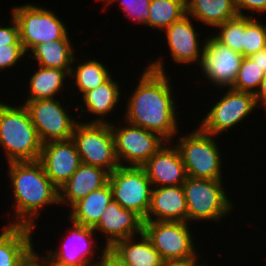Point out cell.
Segmentation results:
<instances>
[{"instance_id": "1", "label": "cell", "mask_w": 266, "mask_h": 266, "mask_svg": "<svg viewBox=\"0 0 266 266\" xmlns=\"http://www.w3.org/2000/svg\"><path fill=\"white\" fill-rule=\"evenodd\" d=\"M163 61L158 58L146 66L127 101L124 121L158 133L171 142L179 133L176 120L179 112Z\"/></svg>"}, {"instance_id": "2", "label": "cell", "mask_w": 266, "mask_h": 266, "mask_svg": "<svg viewBox=\"0 0 266 266\" xmlns=\"http://www.w3.org/2000/svg\"><path fill=\"white\" fill-rule=\"evenodd\" d=\"M14 197L15 220L9 225L35 228V220L44 206L59 203V189L48 178L39 160L8 162Z\"/></svg>"}, {"instance_id": "3", "label": "cell", "mask_w": 266, "mask_h": 266, "mask_svg": "<svg viewBox=\"0 0 266 266\" xmlns=\"http://www.w3.org/2000/svg\"><path fill=\"white\" fill-rule=\"evenodd\" d=\"M42 144L26 107L0 102V145L7 162L39 160Z\"/></svg>"}, {"instance_id": "4", "label": "cell", "mask_w": 266, "mask_h": 266, "mask_svg": "<svg viewBox=\"0 0 266 266\" xmlns=\"http://www.w3.org/2000/svg\"><path fill=\"white\" fill-rule=\"evenodd\" d=\"M215 136L203 132L199 127L178 138L174 145L180 152L189 177L222 180V157Z\"/></svg>"}, {"instance_id": "5", "label": "cell", "mask_w": 266, "mask_h": 266, "mask_svg": "<svg viewBox=\"0 0 266 266\" xmlns=\"http://www.w3.org/2000/svg\"><path fill=\"white\" fill-rule=\"evenodd\" d=\"M222 181L187 176L182 185L187 204V222L190 220L218 222L232 212L234 206L226 195Z\"/></svg>"}, {"instance_id": "6", "label": "cell", "mask_w": 266, "mask_h": 266, "mask_svg": "<svg viewBox=\"0 0 266 266\" xmlns=\"http://www.w3.org/2000/svg\"><path fill=\"white\" fill-rule=\"evenodd\" d=\"M11 13L18 23L26 53L38 44L61 40L69 34L64 22L50 9L28 3L13 7Z\"/></svg>"}, {"instance_id": "7", "label": "cell", "mask_w": 266, "mask_h": 266, "mask_svg": "<svg viewBox=\"0 0 266 266\" xmlns=\"http://www.w3.org/2000/svg\"><path fill=\"white\" fill-rule=\"evenodd\" d=\"M81 163L112 173L120 165L115 154L110 123L78 122L72 134Z\"/></svg>"}, {"instance_id": "8", "label": "cell", "mask_w": 266, "mask_h": 266, "mask_svg": "<svg viewBox=\"0 0 266 266\" xmlns=\"http://www.w3.org/2000/svg\"><path fill=\"white\" fill-rule=\"evenodd\" d=\"M113 200L122 208L134 211L143 220L148 213L152 184L143 167L119 166L109 173Z\"/></svg>"}, {"instance_id": "9", "label": "cell", "mask_w": 266, "mask_h": 266, "mask_svg": "<svg viewBox=\"0 0 266 266\" xmlns=\"http://www.w3.org/2000/svg\"><path fill=\"white\" fill-rule=\"evenodd\" d=\"M110 125L120 166L142 167L167 142L158 133L129 122L122 127L115 126L114 122H110Z\"/></svg>"}, {"instance_id": "10", "label": "cell", "mask_w": 266, "mask_h": 266, "mask_svg": "<svg viewBox=\"0 0 266 266\" xmlns=\"http://www.w3.org/2000/svg\"><path fill=\"white\" fill-rule=\"evenodd\" d=\"M188 222L144 221L143 233L162 260L193 257L197 248Z\"/></svg>"}, {"instance_id": "11", "label": "cell", "mask_w": 266, "mask_h": 266, "mask_svg": "<svg viewBox=\"0 0 266 266\" xmlns=\"http://www.w3.org/2000/svg\"><path fill=\"white\" fill-rule=\"evenodd\" d=\"M256 107V98L253 93L228 88L203 118L199 128L216 138L217 135L242 122Z\"/></svg>"}, {"instance_id": "12", "label": "cell", "mask_w": 266, "mask_h": 266, "mask_svg": "<svg viewBox=\"0 0 266 266\" xmlns=\"http://www.w3.org/2000/svg\"><path fill=\"white\" fill-rule=\"evenodd\" d=\"M42 143L72 139L78 121L72 119L58 98L38 99L23 104Z\"/></svg>"}, {"instance_id": "13", "label": "cell", "mask_w": 266, "mask_h": 266, "mask_svg": "<svg viewBox=\"0 0 266 266\" xmlns=\"http://www.w3.org/2000/svg\"><path fill=\"white\" fill-rule=\"evenodd\" d=\"M200 68L213 86L232 88L244 56L228 46L219 43L214 37L204 39Z\"/></svg>"}, {"instance_id": "14", "label": "cell", "mask_w": 266, "mask_h": 266, "mask_svg": "<svg viewBox=\"0 0 266 266\" xmlns=\"http://www.w3.org/2000/svg\"><path fill=\"white\" fill-rule=\"evenodd\" d=\"M39 161L48 178L58 189L71 178L81 164L72 139L43 143Z\"/></svg>"}, {"instance_id": "15", "label": "cell", "mask_w": 266, "mask_h": 266, "mask_svg": "<svg viewBox=\"0 0 266 266\" xmlns=\"http://www.w3.org/2000/svg\"><path fill=\"white\" fill-rule=\"evenodd\" d=\"M71 223L73 226L70 228V234L68 235L70 238H65L63 244L57 250L52 251L50 249L47 251V262H57L66 265L91 264L96 266L101 262L104 253L108 249L104 247V249L101 250V257L99 255L98 261H96V256L92 249L96 242L93 240L94 235L96 237V234H94L95 230L91 227H86L74 222ZM92 255L95 257L93 258Z\"/></svg>"}, {"instance_id": "16", "label": "cell", "mask_w": 266, "mask_h": 266, "mask_svg": "<svg viewBox=\"0 0 266 266\" xmlns=\"http://www.w3.org/2000/svg\"><path fill=\"white\" fill-rule=\"evenodd\" d=\"M144 220L134 211L122 208L112 200L104 209L98 224L93 228L95 233L100 231L105 236L108 250L117 242L143 233ZM136 235V236H135Z\"/></svg>"}, {"instance_id": "17", "label": "cell", "mask_w": 266, "mask_h": 266, "mask_svg": "<svg viewBox=\"0 0 266 266\" xmlns=\"http://www.w3.org/2000/svg\"><path fill=\"white\" fill-rule=\"evenodd\" d=\"M169 144V141L164 143L142 166L152 187L183 185L187 178L179 150Z\"/></svg>"}, {"instance_id": "18", "label": "cell", "mask_w": 266, "mask_h": 266, "mask_svg": "<svg viewBox=\"0 0 266 266\" xmlns=\"http://www.w3.org/2000/svg\"><path fill=\"white\" fill-rule=\"evenodd\" d=\"M191 16L186 14L179 21L166 28V41L172 60L180 64L196 63L200 66L203 54L200 38L192 23ZM201 47V48H200Z\"/></svg>"}, {"instance_id": "19", "label": "cell", "mask_w": 266, "mask_h": 266, "mask_svg": "<svg viewBox=\"0 0 266 266\" xmlns=\"http://www.w3.org/2000/svg\"><path fill=\"white\" fill-rule=\"evenodd\" d=\"M144 221L187 222V204L182 185L153 187Z\"/></svg>"}, {"instance_id": "20", "label": "cell", "mask_w": 266, "mask_h": 266, "mask_svg": "<svg viewBox=\"0 0 266 266\" xmlns=\"http://www.w3.org/2000/svg\"><path fill=\"white\" fill-rule=\"evenodd\" d=\"M109 172L103 168L81 163L71 178L59 188V203L68 208L85 198L90 192L108 183Z\"/></svg>"}, {"instance_id": "21", "label": "cell", "mask_w": 266, "mask_h": 266, "mask_svg": "<svg viewBox=\"0 0 266 266\" xmlns=\"http://www.w3.org/2000/svg\"><path fill=\"white\" fill-rule=\"evenodd\" d=\"M0 233V266H18L34 249V228L6 225Z\"/></svg>"}, {"instance_id": "22", "label": "cell", "mask_w": 266, "mask_h": 266, "mask_svg": "<svg viewBox=\"0 0 266 266\" xmlns=\"http://www.w3.org/2000/svg\"><path fill=\"white\" fill-rule=\"evenodd\" d=\"M119 82H115L112 75L100 86L86 92L81 98L83 102L80 106H75L77 111L81 109V113L86 111L96 115V119L90 120V123H109L105 120V115L113 111L120 101L121 89ZM83 105L85 106L84 109Z\"/></svg>"}, {"instance_id": "23", "label": "cell", "mask_w": 266, "mask_h": 266, "mask_svg": "<svg viewBox=\"0 0 266 266\" xmlns=\"http://www.w3.org/2000/svg\"><path fill=\"white\" fill-rule=\"evenodd\" d=\"M139 236L140 241L135 237L117 241L109 251L127 266H161L163 260L150 240L144 233Z\"/></svg>"}, {"instance_id": "24", "label": "cell", "mask_w": 266, "mask_h": 266, "mask_svg": "<svg viewBox=\"0 0 266 266\" xmlns=\"http://www.w3.org/2000/svg\"><path fill=\"white\" fill-rule=\"evenodd\" d=\"M113 200V193L109 183L94 190L76 202L68 215L69 221L86 227L94 228L108 204Z\"/></svg>"}, {"instance_id": "25", "label": "cell", "mask_w": 266, "mask_h": 266, "mask_svg": "<svg viewBox=\"0 0 266 266\" xmlns=\"http://www.w3.org/2000/svg\"><path fill=\"white\" fill-rule=\"evenodd\" d=\"M72 45L67 34L61 40L38 44L27 56L36 60L38 66L44 68H58L66 70L70 74L72 64L75 63L76 59Z\"/></svg>"}, {"instance_id": "26", "label": "cell", "mask_w": 266, "mask_h": 266, "mask_svg": "<svg viewBox=\"0 0 266 266\" xmlns=\"http://www.w3.org/2000/svg\"><path fill=\"white\" fill-rule=\"evenodd\" d=\"M186 14L207 26L217 27L238 15L233 0H186Z\"/></svg>"}, {"instance_id": "27", "label": "cell", "mask_w": 266, "mask_h": 266, "mask_svg": "<svg viewBox=\"0 0 266 266\" xmlns=\"http://www.w3.org/2000/svg\"><path fill=\"white\" fill-rule=\"evenodd\" d=\"M66 76L69 77L66 70L38 66L29 80L28 99L25 103L38 99H53L58 92H62Z\"/></svg>"}, {"instance_id": "28", "label": "cell", "mask_w": 266, "mask_h": 266, "mask_svg": "<svg viewBox=\"0 0 266 266\" xmlns=\"http://www.w3.org/2000/svg\"><path fill=\"white\" fill-rule=\"evenodd\" d=\"M186 15V0H151L146 25L164 31Z\"/></svg>"}, {"instance_id": "29", "label": "cell", "mask_w": 266, "mask_h": 266, "mask_svg": "<svg viewBox=\"0 0 266 266\" xmlns=\"http://www.w3.org/2000/svg\"><path fill=\"white\" fill-rule=\"evenodd\" d=\"M73 67L74 65L72 64L69 80L74 78L73 83H75L82 96L100 86L111 76L107 67L95 59H89L82 64L79 63L77 67Z\"/></svg>"}, {"instance_id": "30", "label": "cell", "mask_w": 266, "mask_h": 266, "mask_svg": "<svg viewBox=\"0 0 266 266\" xmlns=\"http://www.w3.org/2000/svg\"><path fill=\"white\" fill-rule=\"evenodd\" d=\"M215 28L220 30L213 35L219 43L244 56V16L237 15Z\"/></svg>"}, {"instance_id": "31", "label": "cell", "mask_w": 266, "mask_h": 266, "mask_svg": "<svg viewBox=\"0 0 266 266\" xmlns=\"http://www.w3.org/2000/svg\"><path fill=\"white\" fill-rule=\"evenodd\" d=\"M266 73L249 57H244L232 89L255 94Z\"/></svg>"}, {"instance_id": "32", "label": "cell", "mask_w": 266, "mask_h": 266, "mask_svg": "<svg viewBox=\"0 0 266 266\" xmlns=\"http://www.w3.org/2000/svg\"><path fill=\"white\" fill-rule=\"evenodd\" d=\"M266 47V25L253 15H244V57H250Z\"/></svg>"}, {"instance_id": "33", "label": "cell", "mask_w": 266, "mask_h": 266, "mask_svg": "<svg viewBox=\"0 0 266 266\" xmlns=\"http://www.w3.org/2000/svg\"><path fill=\"white\" fill-rule=\"evenodd\" d=\"M100 1V0H99ZM105 3V8L109 4H112L118 0H101ZM119 5L123 10L124 14L127 15L132 22L135 21L137 24H144L146 26V21L149 16V6L151 0H119Z\"/></svg>"}, {"instance_id": "34", "label": "cell", "mask_w": 266, "mask_h": 266, "mask_svg": "<svg viewBox=\"0 0 266 266\" xmlns=\"http://www.w3.org/2000/svg\"><path fill=\"white\" fill-rule=\"evenodd\" d=\"M27 54L23 45L0 46V70L15 66Z\"/></svg>"}, {"instance_id": "35", "label": "cell", "mask_w": 266, "mask_h": 266, "mask_svg": "<svg viewBox=\"0 0 266 266\" xmlns=\"http://www.w3.org/2000/svg\"><path fill=\"white\" fill-rule=\"evenodd\" d=\"M10 26H2L0 24V46L2 45H22L20 42L19 26L16 19L11 15Z\"/></svg>"}, {"instance_id": "36", "label": "cell", "mask_w": 266, "mask_h": 266, "mask_svg": "<svg viewBox=\"0 0 266 266\" xmlns=\"http://www.w3.org/2000/svg\"><path fill=\"white\" fill-rule=\"evenodd\" d=\"M238 15L244 16V10L247 12L264 13L266 11V0H233ZM243 10V11H242Z\"/></svg>"}, {"instance_id": "37", "label": "cell", "mask_w": 266, "mask_h": 266, "mask_svg": "<svg viewBox=\"0 0 266 266\" xmlns=\"http://www.w3.org/2000/svg\"><path fill=\"white\" fill-rule=\"evenodd\" d=\"M18 266H48L46 256L38 255L33 249Z\"/></svg>"}, {"instance_id": "38", "label": "cell", "mask_w": 266, "mask_h": 266, "mask_svg": "<svg viewBox=\"0 0 266 266\" xmlns=\"http://www.w3.org/2000/svg\"><path fill=\"white\" fill-rule=\"evenodd\" d=\"M198 255L183 259L163 260L161 266H196L199 263ZM198 260V261H197Z\"/></svg>"}, {"instance_id": "39", "label": "cell", "mask_w": 266, "mask_h": 266, "mask_svg": "<svg viewBox=\"0 0 266 266\" xmlns=\"http://www.w3.org/2000/svg\"><path fill=\"white\" fill-rule=\"evenodd\" d=\"M96 266H127L118 260L109 250L104 253V257Z\"/></svg>"}, {"instance_id": "40", "label": "cell", "mask_w": 266, "mask_h": 266, "mask_svg": "<svg viewBox=\"0 0 266 266\" xmlns=\"http://www.w3.org/2000/svg\"><path fill=\"white\" fill-rule=\"evenodd\" d=\"M256 98L257 106L266 107V75L264 76L262 82L256 93L254 94ZM260 102V103H259Z\"/></svg>"}, {"instance_id": "41", "label": "cell", "mask_w": 266, "mask_h": 266, "mask_svg": "<svg viewBox=\"0 0 266 266\" xmlns=\"http://www.w3.org/2000/svg\"><path fill=\"white\" fill-rule=\"evenodd\" d=\"M266 73V47L249 57Z\"/></svg>"}, {"instance_id": "42", "label": "cell", "mask_w": 266, "mask_h": 266, "mask_svg": "<svg viewBox=\"0 0 266 266\" xmlns=\"http://www.w3.org/2000/svg\"><path fill=\"white\" fill-rule=\"evenodd\" d=\"M48 266H94V265H91V264L66 265V264L57 263V262H48Z\"/></svg>"}, {"instance_id": "43", "label": "cell", "mask_w": 266, "mask_h": 266, "mask_svg": "<svg viewBox=\"0 0 266 266\" xmlns=\"http://www.w3.org/2000/svg\"><path fill=\"white\" fill-rule=\"evenodd\" d=\"M206 265H207V264H202V265H201V264H200V265H199V264H197L196 266H206Z\"/></svg>"}]
</instances>
